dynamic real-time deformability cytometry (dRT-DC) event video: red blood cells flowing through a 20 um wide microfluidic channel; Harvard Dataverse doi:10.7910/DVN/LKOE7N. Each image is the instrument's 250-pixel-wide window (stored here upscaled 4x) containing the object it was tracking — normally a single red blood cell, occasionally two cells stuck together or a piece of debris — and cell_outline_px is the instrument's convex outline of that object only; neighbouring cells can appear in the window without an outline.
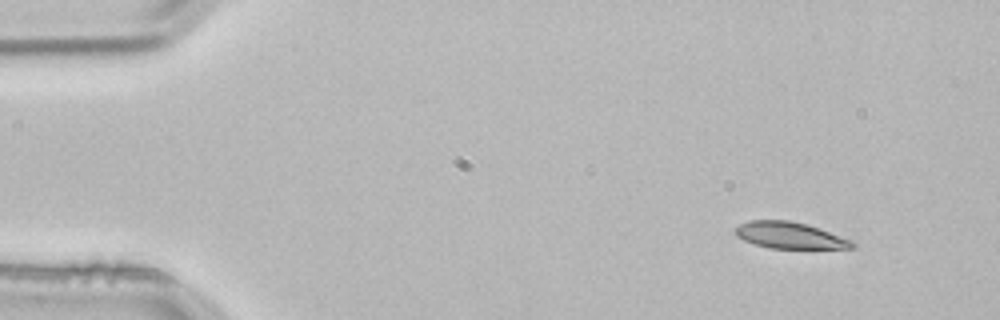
{"species": "common noctule bat (a hibernating species)", "species_latin": "Nyctalus noctula", "temperature_condition": "room temperature", "stored_images_in_passage": 3, "camera_frame_rate_fps": 3000, "um_per_image_px": 0.085, "animal": {"sex": "male", "body_mass_g": 21.5, "forearm_length_mm": 52.0}, "frame": {"image": 1, "passage_image": 1, "time_ms": 0.0, "image_size_px": [1000, 320], "cell_outline_px": [[856, 248], [768, 248], [744, 240], [736, 236], [736, 228], [740, 224], [752, 220], [788, 220], [804, 224], [852, 240], [856, 244]], "centroid_in_image_um": [67.13, 20.01], "position_along_channel_um": 17.9, "area_um2": 17.63}}
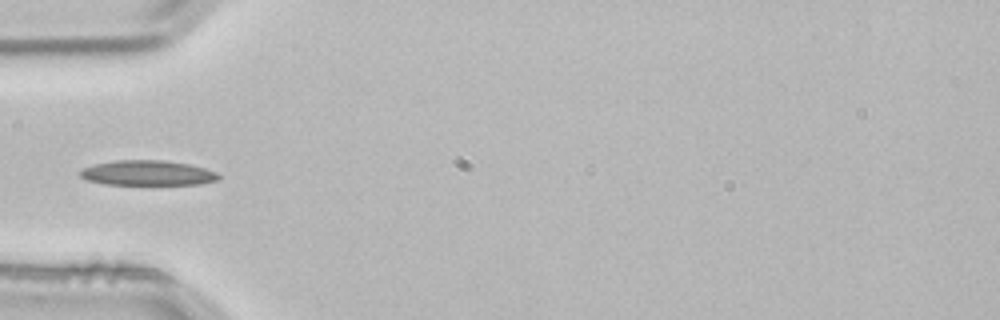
{"frame": {"image": 2, "passage_image": 3, "time_ms": 0.667, "image_size_px": [1000, 320], "cell_outline_px": [[220, 180], [200, 184], [104, 184], [88, 180], [80, 176], [80, 172], [84, 168], [96, 164], [116, 160], [164, 160], [188, 164], [204, 168], [216, 172], [220, 176]], "centroid_in_image_um": [12.58, 14.7], "position_along_channel_um": 72.4, "area_um2": 20.0}}